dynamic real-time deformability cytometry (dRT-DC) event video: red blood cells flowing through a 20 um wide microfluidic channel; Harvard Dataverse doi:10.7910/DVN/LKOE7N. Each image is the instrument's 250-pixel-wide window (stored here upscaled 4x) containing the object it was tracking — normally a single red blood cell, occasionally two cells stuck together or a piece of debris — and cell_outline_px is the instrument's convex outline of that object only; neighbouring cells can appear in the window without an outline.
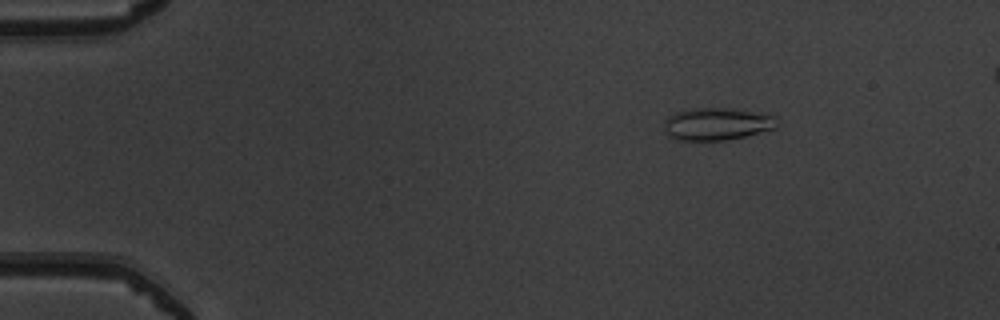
{"species": "common noctule bat (a hibernating species)", "species_latin": "Nyctalus noctula", "temperature_condition": "warm", "stored_images_in_passage": 47, "camera_frame_rate_fps": 3000, "um_per_image_px": 0.085, "animal": {"sex": "male", "body_mass_g": 19.5, "forearm_length_mm": 54.6}, "frame": {"image": 1, "passage_image": 4, "time_ms": 1.0, "image_size_px": [1000, 320], "cell_outline_px": [[780, 124], [776, 128], [728, 140], [680, 140], [668, 136], [664, 128], [664, 120], [668, 116], [676, 112], [696, 108], [732, 108], [772, 116]], "centroid_in_image_um": [60.91, 10.54], "position_along_channel_um": 24.1, "area_um2": 21.15}}
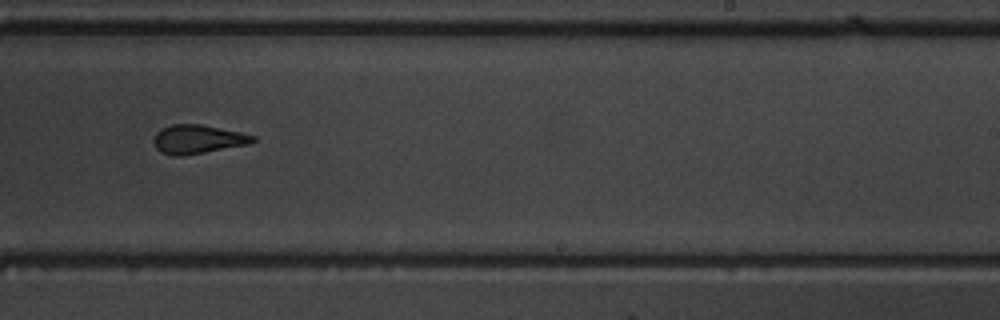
{"frame": {"image": 2, "passage_image": 29, "time_ms": 9.333, "image_size_px": [1000, 320], "cell_outline_px": [[256, 140], [252, 144], [180, 156], [172, 156], [160, 152], [156, 148], [152, 140], [156, 132], [160, 128], [172, 124], [200, 124], [240, 132], [256, 136]], "centroid_in_image_um": [16.79, 11.83], "position_along_channel_um": 272.2, "area_um2": 16.82}}
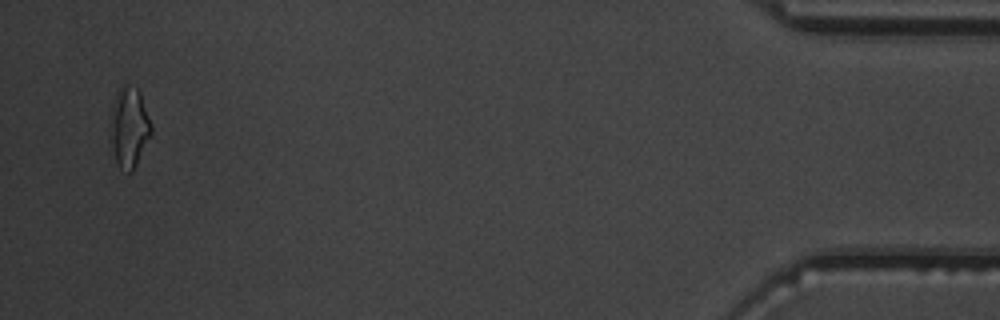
{"frame": {"image": 3, "passage_image": 46, "time_ms": 15.0, "image_size_px": [1000, 320], "cell_outline_px": [[152, 132], [132, 172], [128, 172], [120, 168], [116, 164], [112, 140], [112, 104], [116, 92], [124, 84], [136, 88], [140, 92], [152, 124]], "centroid_in_image_um": [11.01, 10.8], "position_along_channel_um": 424.2, "area_um2": 18.61}, "authors_computed_cell_mechanics": {"area_um2": 17.3978, "velocity_mm_per_s": 4.0219, "shape_relaxation_time_tau1_ms": null, "shape_relaxation_time_tau2_ms": 1.6082, "deformation_change_tau1": null, "deformation_change_tau2": 0.094}}